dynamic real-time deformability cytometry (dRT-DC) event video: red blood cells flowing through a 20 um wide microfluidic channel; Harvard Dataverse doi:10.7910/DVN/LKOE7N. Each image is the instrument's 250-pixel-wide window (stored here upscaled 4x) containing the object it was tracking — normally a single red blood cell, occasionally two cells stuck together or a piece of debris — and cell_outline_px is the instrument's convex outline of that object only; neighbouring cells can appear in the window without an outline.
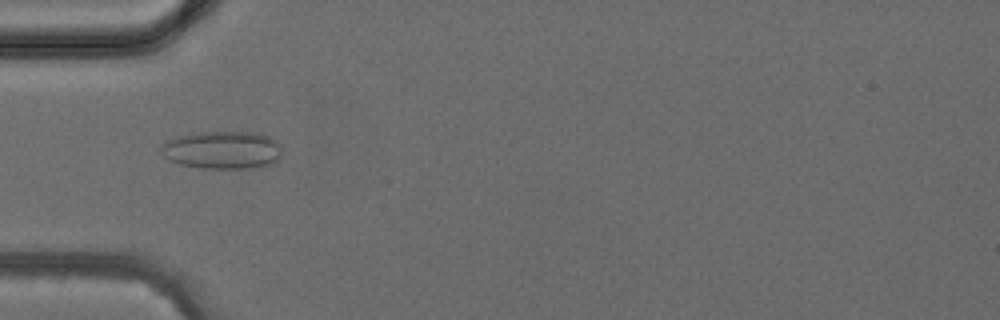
{"species": "common noctule bat (a hibernating species)", "species_latin": "Nyctalus noctula", "temperature_condition": "cold", "stored_images_in_passage": 4, "camera_frame_rate_fps": 3000, "um_per_image_px": 0.085, "animal": {"sex": "female", "body_mass_g": 24.6, "forearm_length_mm": 56.2}, "frame": {"image": 1, "passage_image": 4, "time_ms": 3.333, "image_size_px": [1000, 320], "cell_outline_px": [[280, 160], [272, 164], [248, 168], [200, 168], [180, 164], [168, 160], [160, 152], [160, 148], [168, 140], [176, 136], [200, 132], [256, 132], [268, 136], [276, 140], [280, 144]], "centroid_in_image_um": [18.9, 12.75], "position_along_channel_um": 66.1, "area_um2": 26.82}}